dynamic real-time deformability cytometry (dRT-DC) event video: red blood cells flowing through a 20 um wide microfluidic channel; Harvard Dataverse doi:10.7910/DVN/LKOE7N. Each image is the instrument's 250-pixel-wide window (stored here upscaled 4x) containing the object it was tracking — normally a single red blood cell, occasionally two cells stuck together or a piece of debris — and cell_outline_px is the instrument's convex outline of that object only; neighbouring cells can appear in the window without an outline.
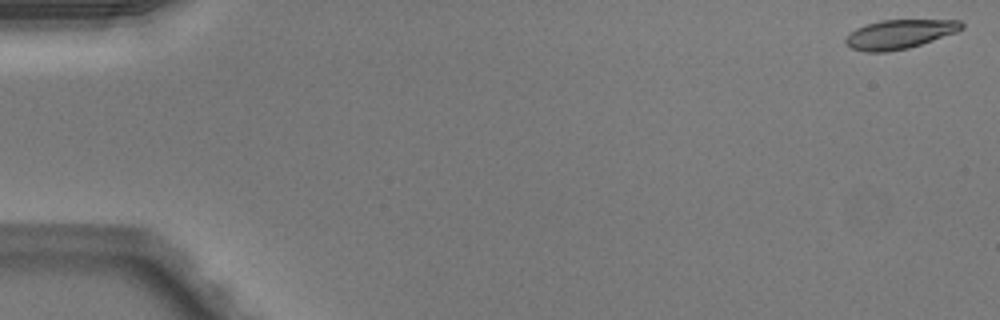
{"species": "Egyptian fruit bat (a non-hibernating species)", "species_latin": "Rousettus aegyptiacus", "temperature_condition": "warm", "stored_images_in_passage": 50, "camera_frame_rate_fps": 3000, "um_per_image_px": 0.085, "animal": {"sex": "male"}, "frame": {"image": 1, "passage_image": 1, "time_ms": 0.0, "image_size_px": [1000, 320], "cell_outline_px": [[964, 28], [956, 32], [908, 48], [888, 52], [864, 52], [852, 48], [844, 40], [856, 28], [880, 20], [960, 20], [964, 24]], "centroid_in_image_um": [76.47, 2.9], "position_along_channel_um": 8.5, "area_um2": 19.42}}
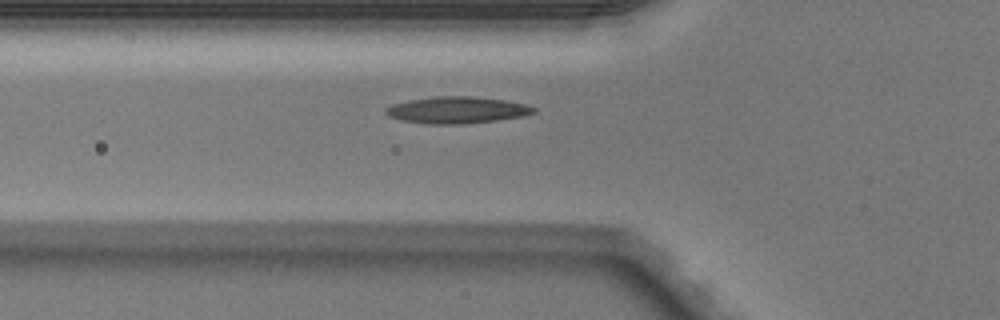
{"frame": {"image": 2, "passage_image": 18, "time_ms": 5.667, "image_size_px": [1000, 320], "cell_outline_px": [[536, 112], [524, 116], [496, 120], [460, 124], [428, 124], [404, 120], [392, 116], [384, 112], [384, 108], [392, 104], [408, 100], [436, 96], [468, 96], [504, 100], [528, 104], [536, 108]], "centroid_in_image_um": [38.87, 9.34], "position_along_channel_um": 86.9, "area_um2": 22.89}}
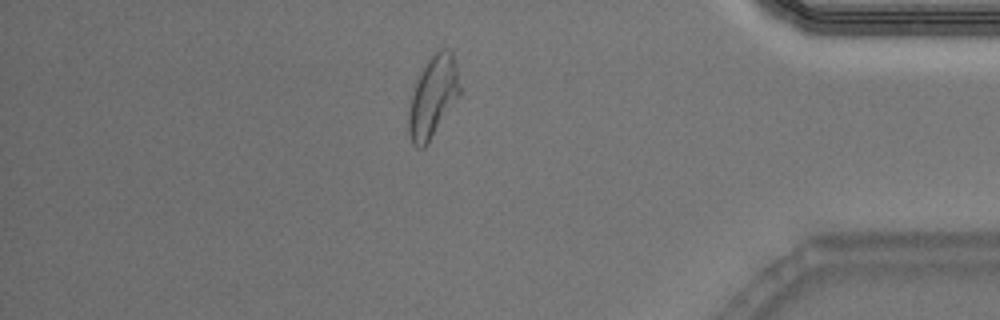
{"frame": {"image": 3, "passage_image": 43, "time_ms": 14.0, "image_size_px": [1000, 320], "cell_outline_px": [[460, 96], [428, 144], [424, 148], [416, 148], [412, 144], [408, 132], [408, 112], [412, 96], [416, 84], [428, 60], [440, 48], [444, 48], [452, 52], [460, 84]], "centroid_in_image_um": [36.81, 8.3], "position_along_channel_um": 398.4, "area_um2": 23.99}, "authors_computed_cell_mechanics": {"area_um2": 21.386, "velocity_mm_per_s": 4.0879, "shape_relaxation_time_tau1_ms": 7.2157, "shape_relaxation_time_tau2_ms": 1.6578, "deformation_change_tau1": 0.215, "deformation_change_tau2": 0.0893}}